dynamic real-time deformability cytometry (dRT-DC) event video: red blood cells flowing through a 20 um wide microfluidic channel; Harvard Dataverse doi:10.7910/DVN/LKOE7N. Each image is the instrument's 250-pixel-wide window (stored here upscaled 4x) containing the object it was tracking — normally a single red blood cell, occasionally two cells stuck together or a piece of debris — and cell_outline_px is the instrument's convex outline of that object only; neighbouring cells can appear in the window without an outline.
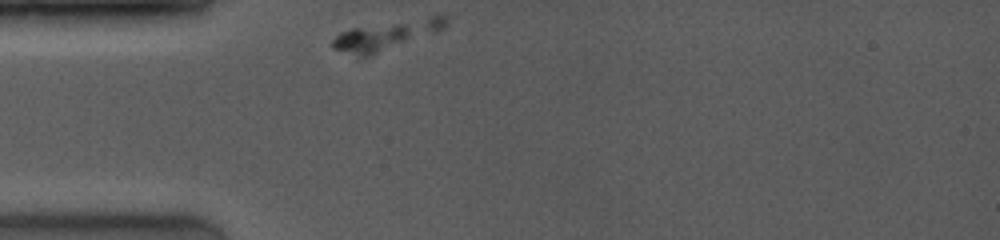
{"species": "common noctule bat (a hibernating species)", "species_latin": "Nyctalus noctula", "temperature_condition": "room temperature", "stored_images_in_passage": 4, "camera_frame_rate_fps": 4000, "um_per_image_px": 0.085, "animal": {"sex": "female", "body_mass_g": 19.0, "forearm_length_mm": 53.3}, "frame": {"image": 1, "passage_image": 1, "time_ms": 0.0, "image_size_px": [1000, 240], "cell_outline_px": [[412, 28], [400, 40], [360, 60], [332, 48], [332, 40], [340, 32], [352, 28], [396, 24], [404, 24]], "centroid_in_image_um": [31.32, 3.35], "position_along_channel_um": 53.7, "area_um2": 12.48}}